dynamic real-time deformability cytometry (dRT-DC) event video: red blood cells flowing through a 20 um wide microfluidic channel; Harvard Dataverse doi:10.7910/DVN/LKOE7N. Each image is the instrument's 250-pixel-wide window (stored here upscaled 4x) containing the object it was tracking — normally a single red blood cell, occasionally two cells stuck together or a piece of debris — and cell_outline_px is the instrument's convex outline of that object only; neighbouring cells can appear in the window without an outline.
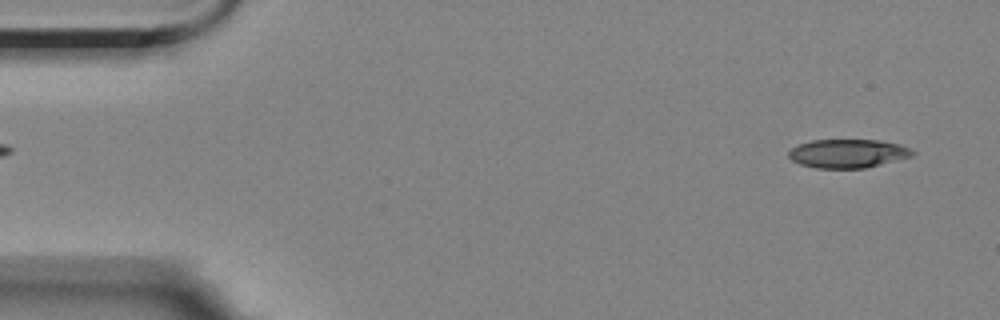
{"species": "Egyptian fruit bat (a non-hibernating species)", "species_latin": "Rousettus aegyptiacus", "temperature_condition": "room temperature", "stored_images_in_passage": 13, "camera_frame_rate_fps": 3000, "um_per_image_px": 0.085, "animal": {"sex": "female"}, "frame": {"image": 1, "passage_image": 2, "time_ms": 0.333, "image_size_px": [1000, 320], "cell_outline_px": [[916, 152], [912, 156], [864, 168], [816, 168], [800, 164], [792, 160], [788, 156], [788, 152], [792, 148], [800, 144], [812, 140], [880, 140], [900, 144], [912, 148]], "centroid_in_image_um": [72.09, 13.04], "position_along_channel_um": 12.9, "area_um2": 20.63}}
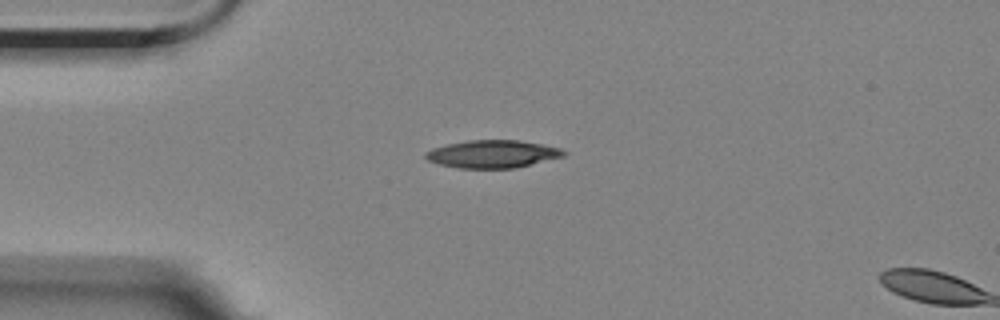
{"frame": {"image": 2, "passage_image": 12, "time_ms": 3.667, "image_size_px": [1000, 320], "cell_outline_px": [[568, 152], [564, 156], [516, 168], [460, 168], [440, 164], [428, 160], [424, 156], [424, 152], [432, 148], [448, 144], [468, 140], [520, 140], [560, 148]], "centroid_in_image_um": [41.87, 13.09], "position_along_channel_um": 43.1, "area_um2": 22.25}}